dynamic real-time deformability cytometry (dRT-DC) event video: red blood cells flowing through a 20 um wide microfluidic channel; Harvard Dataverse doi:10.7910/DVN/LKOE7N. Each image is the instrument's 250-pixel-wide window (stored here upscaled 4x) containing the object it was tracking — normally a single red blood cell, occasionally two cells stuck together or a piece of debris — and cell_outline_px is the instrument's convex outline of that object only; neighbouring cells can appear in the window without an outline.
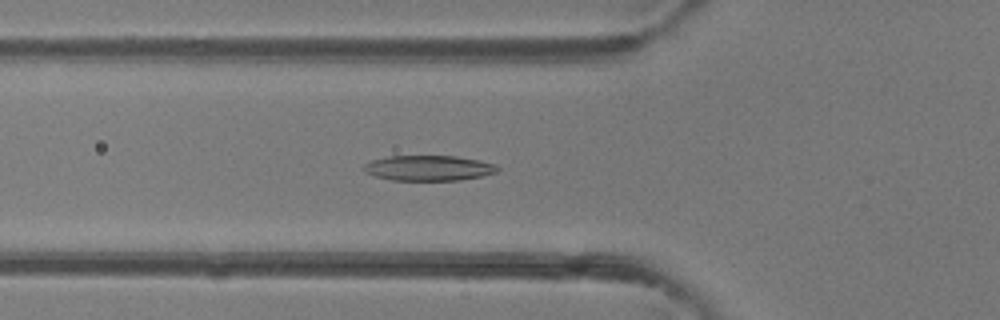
{"species": "common noctule bat (a hibernating species)", "species_latin": "Nyctalus noctula", "temperature_condition": "room temperature", "stored_images_in_passage": 46, "camera_frame_rate_fps": 3000, "um_per_image_px": 0.085, "animal": {"sex": "female"}, "frame": {"image": 1, "passage_image": 16, "time_ms": 5.0, "image_size_px": [1000, 320], "cell_outline_px": [[500, 168], [496, 172], [484, 176], [460, 180], [392, 180], [376, 176], [364, 172], [364, 164], [372, 160], [388, 156], [456, 156], [480, 160], [496, 164]], "centroid_in_image_um": [36.47, 14.28], "position_along_channel_um": 89.3, "area_um2": 19.77}}
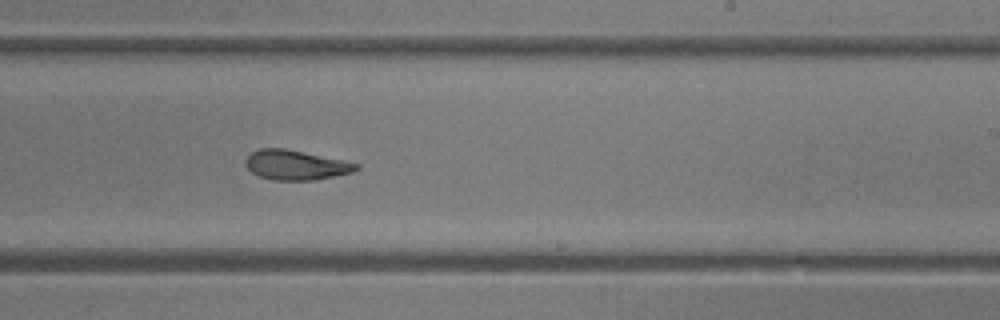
{"frame": {"image": 2, "passage_image": 28, "time_ms": 9.0, "image_size_px": [1000, 320], "cell_outline_px": [[360, 168], [352, 172], [316, 180], [272, 180], [260, 176], [252, 172], [244, 164], [244, 160], [252, 152], [260, 148], [284, 148], [360, 164]], "centroid_in_image_um": [25.12, 14.03], "position_along_channel_um": 263.9, "area_um2": 19.02}}
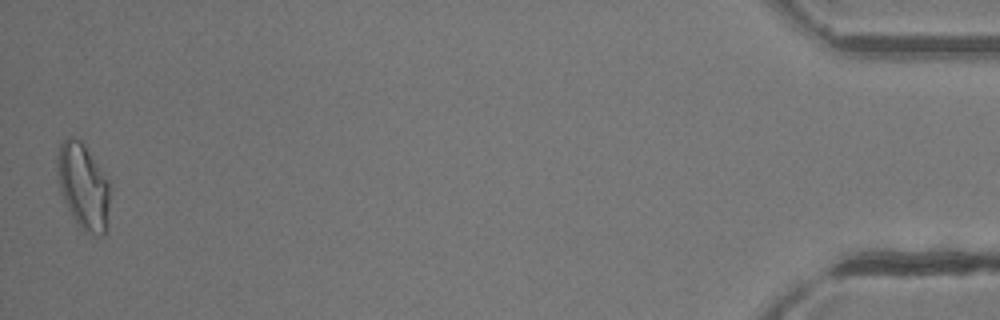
{"frame": {"image": 3, "passage_image": 46, "time_ms": 15.0, "image_size_px": [1000, 320], "cell_outline_px": [[112, 188], [108, 232], [104, 236], [96, 236], [84, 232], [68, 208], [60, 192], [56, 172], [56, 156], [60, 144], [68, 136], [72, 136], [84, 140], [108, 180]], "centroid_in_image_um": [7.13, 15.83], "position_along_channel_um": 428.1, "area_um2": 27.63}, "authors_computed_cell_mechanics": {"area_um2": 20.2011, "velocity_mm_per_s": 4.3512, "shape_relaxation_time_tau1_ms": 6.2626, "shape_relaxation_time_tau2_ms": 2.3787, "deformation_change_tau1": 0.2053, "deformation_change_tau2": 0.1061}}